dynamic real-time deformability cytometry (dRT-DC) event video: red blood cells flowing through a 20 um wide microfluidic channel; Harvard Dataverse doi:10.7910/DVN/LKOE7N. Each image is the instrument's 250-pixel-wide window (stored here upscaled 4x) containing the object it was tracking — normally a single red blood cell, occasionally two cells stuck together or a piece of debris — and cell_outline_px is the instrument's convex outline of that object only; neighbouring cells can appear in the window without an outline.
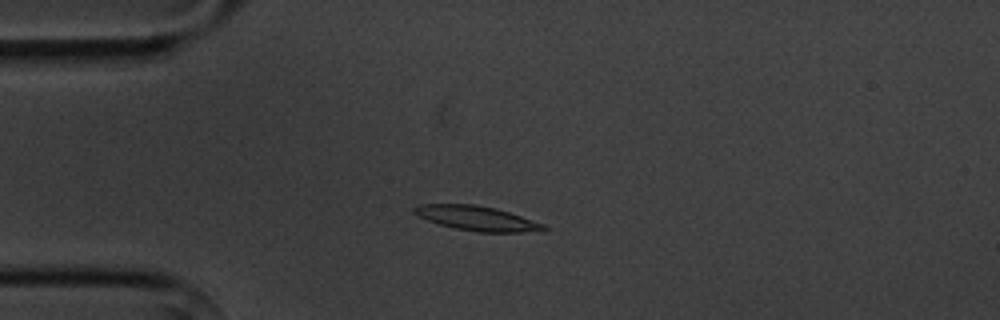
{"species": "common noctule bat (a hibernating species)", "species_latin": "Nyctalus noctula", "temperature_condition": "cold", "stored_images_in_passage": 7, "camera_frame_rate_fps": 3000, "um_per_image_px": 0.085, "animal": {"sex": "male", "body_mass_g": 20.1, "forearm_length_mm": 53.5}, "frame": {"image": 1, "passage_image": 4, "time_ms": 3.333, "image_size_px": [1000, 320], "cell_outline_px": [[548, 228], [544, 232], [476, 232], [456, 228], [440, 224], [428, 220], [412, 212], [412, 208], [420, 204], [472, 204], [496, 208], [544, 224]], "centroid_in_image_um": [40.57, 18.56], "position_along_channel_um": 44.4, "area_um2": 18.5}}
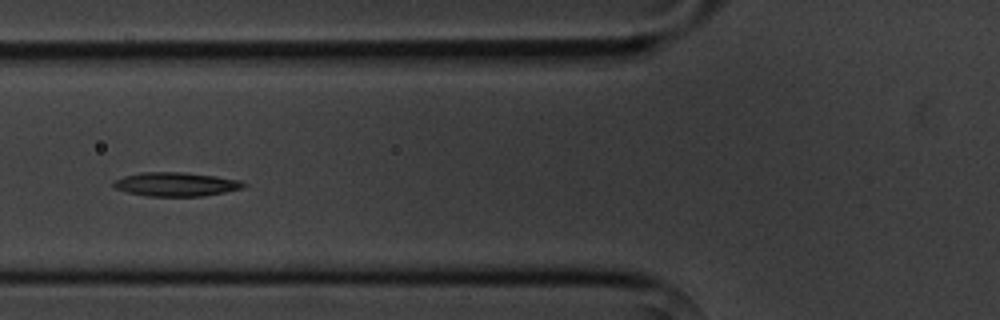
{"frame": {"image": 2, "passage_image": 6, "time_ms": 5.667, "image_size_px": [1000, 320], "cell_outline_px": [[248, 184], [244, 188], [224, 192], [200, 196], [148, 196], [128, 192], [116, 188], [112, 184], [112, 180], [124, 176], [140, 172], [184, 172], [216, 176], [240, 180]], "centroid_in_image_um": [14.96, 15.65], "position_along_channel_um": 110.8, "area_um2": 18.15}}
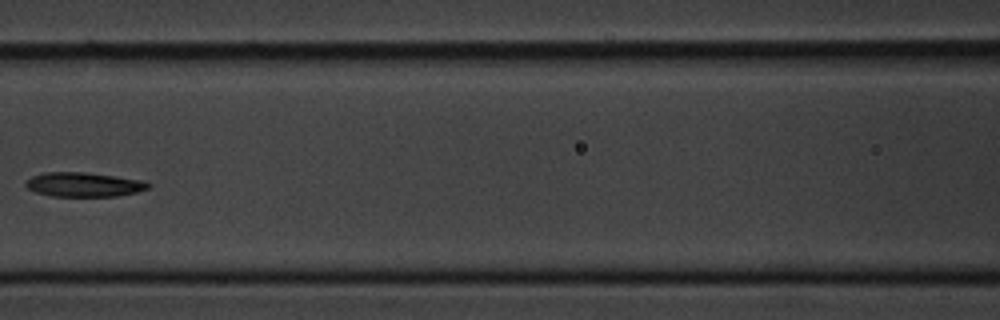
{"frame": {"image": 3, "passage_image": 7, "time_ms": 7.0, "image_size_px": [1000, 320], "cell_outline_px": [[152, 184], [148, 188], [136, 192], [116, 196], [52, 196], [36, 192], [28, 188], [24, 184], [32, 176], [44, 172], [88, 172], [144, 180]], "centroid_in_image_um": [7.15, 15.68], "position_along_channel_um": 159.5, "area_um2": 17.4}}